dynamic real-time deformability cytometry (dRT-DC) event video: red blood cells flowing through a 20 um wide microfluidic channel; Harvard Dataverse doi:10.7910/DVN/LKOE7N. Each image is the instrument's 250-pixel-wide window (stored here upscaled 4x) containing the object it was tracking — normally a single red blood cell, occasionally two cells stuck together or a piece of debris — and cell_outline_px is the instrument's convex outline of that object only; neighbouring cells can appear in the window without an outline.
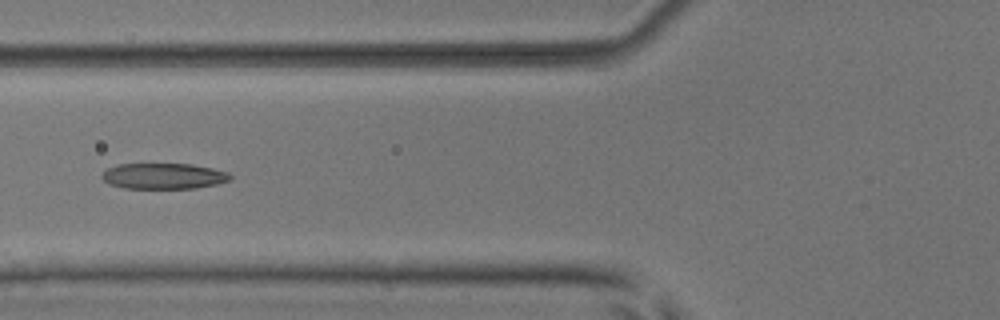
{"species": "common noctule bat (a hibernating species)", "species_latin": "Nyctalus noctula", "temperature_condition": "room temperature", "stored_images_in_passage": 6, "camera_frame_rate_fps": 3000, "um_per_image_px": 0.085, "animal": {"sex": "male", "body_mass_g": 17.9, "forearm_length_mm": 54.2}, "frame": {"image": 1, "passage_image": 5, "time_ms": 4.667, "image_size_px": [1000, 320], "cell_outline_px": [[232, 180], [216, 184], [196, 188], [124, 188], [108, 184], [100, 176], [108, 168], [116, 164], [192, 164], [212, 168], [228, 172], [232, 176]], "centroid_in_image_um": [13.91, 14.96], "position_along_channel_um": 111.9, "area_um2": 19.36}}